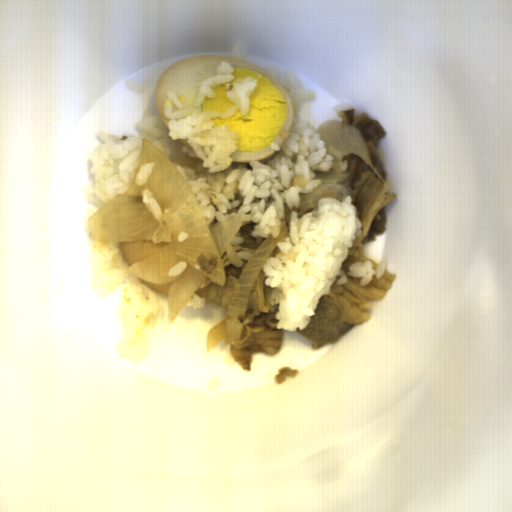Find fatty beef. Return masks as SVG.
<instances>
[{
    "label": "fatty beef",
    "mask_w": 512,
    "mask_h": 512,
    "mask_svg": "<svg viewBox=\"0 0 512 512\" xmlns=\"http://www.w3.org/2000/svg\"><path fill=\"white\" fill-rule=\"evenodd\" d=\"M340 122H344L360 130L368 147L373 166L367 164L361 157L349 153L342 158L347 160L349 173L342 181H335L346 186L351 205L358 211L361 222V236L353 242L352 248H347L348 256L340 269L348 273L350 265L355 262L370 261L376 271L378 265L372 259L364 256L367 242H376V236L385 235L387 214L385 207L397 196L396 192L389 194L388 173L385 168L380 150L374 144L384 138L385 129L380 122L370 117L366 112L356 115V109L349 108L338 111Z\"/></svg>",
    "instance_id": "1"
},
{
    "label": "fatty beef",
    "mask_w": 512,
    "mask_h": 512,
    "mask_svg": "<svg viewBox=\"0 0 512 512\" xmlns=\"http://www.w3.org/2000/svg\"><path fill=\"white\" fill-rule=\"evenodd\" d=\"M346 283L330 287L329 294L320 296L316 310L305 328H296L297 334L311 341V349H320L326 344H336L356 325L371 319L369 301L385 298L397 274L387 271L362 287L363 277L348 275Z\"/></svg>",
    "instance_id": "2"
},
{
    "label": "fatty beef",
    "mask_w": 512,
    "mask_h": 512,
    "mask_svg": "<svg viewBox=\"0 0 512 512\" xmlns=\"http://www.w3.org/2000/svg\"><path fill=\"white\" fill-rule=\"evenodd\" d=\"M260 267L252 286L244 316H238L241 336L238 344H230L231 354L237 365L251 372L253 355H276L281 348L284 329L278 328V304L271 306L266 300L264 282L267 279Z\"/></svg>",
    "instance_id": "3"
},
{
    "label": "fatty beef",
    "mask_w": 512,
    "mask_h": 512,
    "mask_svg": "<svg viewBox=\"0 0 512 512\" xmlns=\"http://www.w3.org/2000/svg\"><path fill=\"white\" fill-rule=\"evenodd\" d=\"M221 259L225 268L224 286L218 285L212 281L205 288H196L193 293L198 295L201 299H205L206 304H216L228 310L238 278L249 260L242 258L241 267H237L229 260L226 249Z\"/></svg>",
    "instance_id": "4"
},
{
    "label": "fatty beef",
    "mask_w": 512,
    "mask_h": 512,
    "mask_svg": "<svg viewBox=\"0 0 512 512\" xmlns=\"http://www.w3.org/2000/svg\"><path fill=\"white\" fill-rule=\"evenodd\" d=\"M256 224L257 223L253 221L252 223L239 226L238 231L241 232L240 236L243 238V241L234 247L236 252H249L254 254L260 247L262 243H257L256 238L251 234Z\"/></svg>",
    "instance_id": "5"
}]
</instances>
